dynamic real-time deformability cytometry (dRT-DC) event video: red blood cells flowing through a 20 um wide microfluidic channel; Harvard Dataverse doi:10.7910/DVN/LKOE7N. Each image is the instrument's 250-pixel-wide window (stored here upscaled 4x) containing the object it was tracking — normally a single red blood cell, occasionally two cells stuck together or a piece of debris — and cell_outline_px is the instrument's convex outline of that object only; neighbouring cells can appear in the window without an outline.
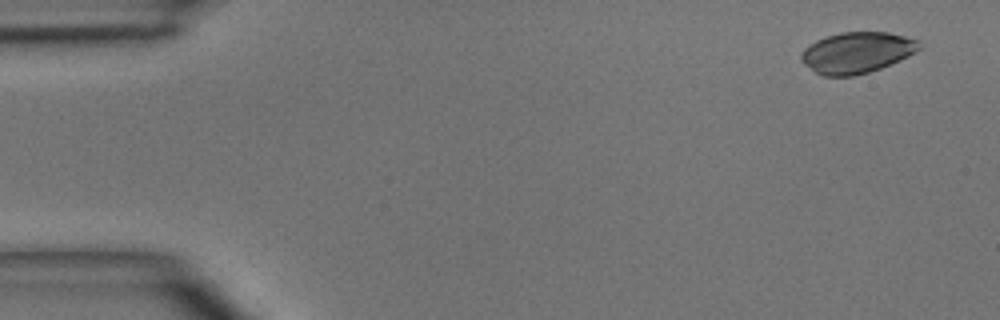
{"species": "common noctule bat (a hibernating species)", "species_latin": "Nyctalus noctula", "temperature_condition": "room temperature", "stored_images_in_passage": 4, "camera_frame_rate_fps": 3000, "um_per_image_px": 0.085, "animal": {"sex": "male", "body_mass_g": 15.6}, "frame": {"image": 1, "passage_image": 1, "time_ms": 0.0, "image_size_px": [1000, 320], "cell_outline_px": [[920, 48], [916, 52], [900, 60], [880, 68], [868, 72], [852, 76], [824, 76], [816, 72], [804, 64], [800, 60], [800, 52], [804, 48], [816, 40], [840, 32], [888, 32], [920, 40]], "centroid_in_image_um": [72.82, 4.46], "position_along_channel_um": 12.2, "area_um2": 28.21}}
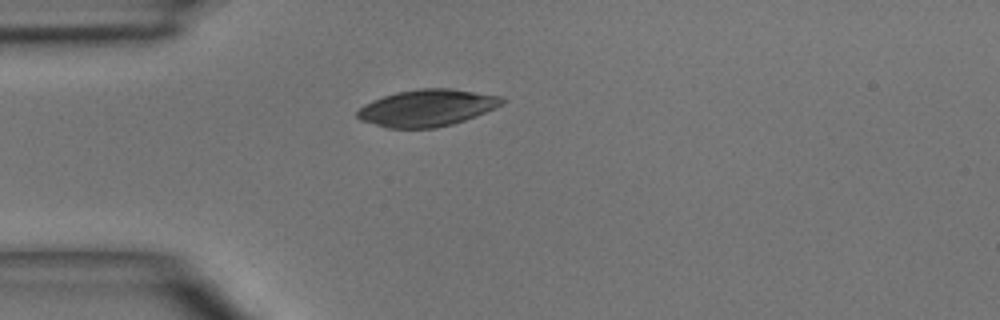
{"frame": {"image": 2, "passage_image": 4, "time_ms": 3.333, "image_size_px": [1000, 320], "cell_outline_px": [[508, 100], [476, 116], [452, 124], [436, 128], [388, 128], [360, 120], [356, 116], [356, 112], [364, 104], [372, 100], [396, 92], [420, 88], [452, 88], [504, 96]], "centroid_in_image_um": [36.3, 9.16], "position_along_channel_um": 48.7, "area_um2": 31.1}}